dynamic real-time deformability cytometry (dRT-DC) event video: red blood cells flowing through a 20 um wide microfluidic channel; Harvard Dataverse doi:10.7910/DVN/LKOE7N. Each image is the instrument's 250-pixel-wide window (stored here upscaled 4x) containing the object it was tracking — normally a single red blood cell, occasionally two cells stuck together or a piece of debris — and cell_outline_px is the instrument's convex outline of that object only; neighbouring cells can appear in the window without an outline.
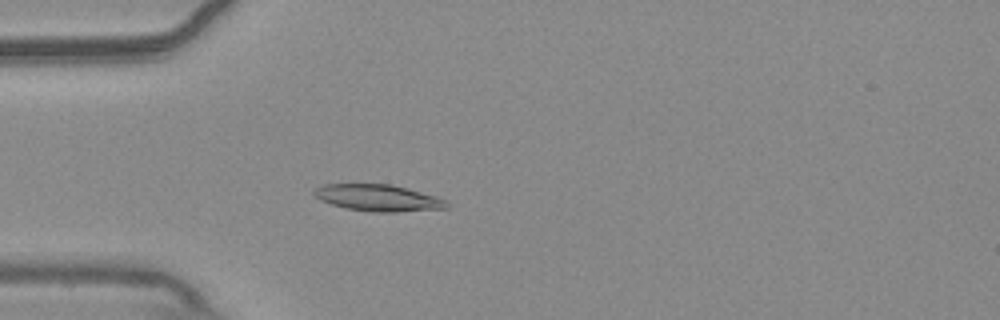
{"species": "common noctule bat (a hibernating species)", "species_latin": "Nyctalus noctula", "temperature_condition": "warm", "stored_images_in_passage": 55, "camera_frame_rate_fps": 3000, "um_per_image_px": 0.085, "animal": {"sex": "male", "body_mass_g": 20.4}, "frame": {"image": 1, "passage_image": 16, "time_ms": 5.0, "image_size_px": [1000, 320], "cell_outline_px": [[448, 208], [396, 212], [372, 212], [344, 208], [320, 200], [312, 196], [312, 192], [316, 188], [324, 184], [392, 184], [408, 188], [436, 196], [448, 200]], "centroid_in_image_um": [32.14, 16.82], "position_along_channel_um": 52.9, "area_um2": 20.81}}
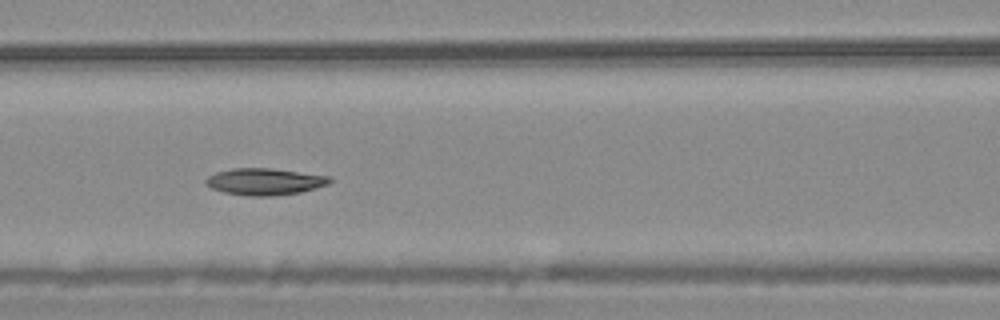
{"frame": {"image": 2, "passage_image": 24, "time_ms": 7.667, "image_size_px": [1000, 320], "cell_outline_px": [[332, 180], [328, 184], [316, 188], [300, 192], [272, 196], [248, 196], [224, 192], [212, 188], [204, 184], [204, 180], [208, 176], [216, 172], [232, 168], [272, 168], [332, 176]], "centroid_in_image_um": [22.5, 15.43], "position_along_channel_um": 144.1, "area_um2": 19.48}}
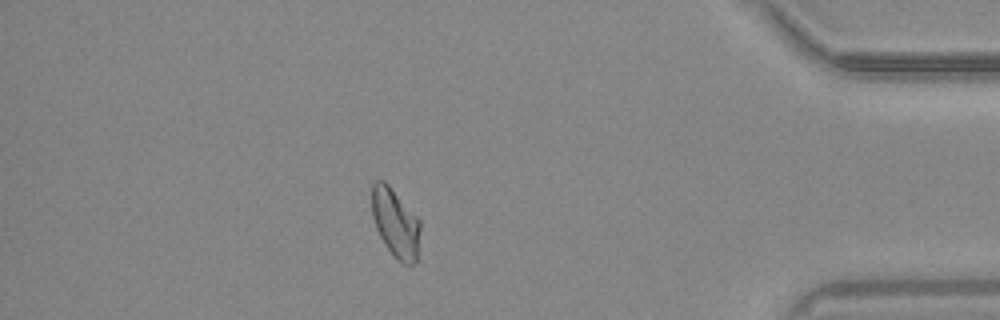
{"frame": {"image": 3, "passage_image": 48, "time_ms": 15.667, "image_size_px": [1000, 320], "cell_outline_px": [[420, 228], [416, 260], [412, 264], [404, 264], [396, 260], [384, 244], [376, 228], [372, 216], [372, 184], [376, 180], [384, 180], [388, 184], [420, 220]], "centroid_in_image_um": [33.6, 18.95], "position_along_channel_um": 401.6, "area_um2": 19.31}, "authors_computed_cell_mechanics": {"area_um2": 19.5364, "velocity_mm_per_s": 3.7345, "shape_relaxation_time_tau1_ms": 5.4173, "shape_relaxation_time_tau2_ms": null, "deformation_change_tau1": 0.1293, "deformation_change_tau2": null}}